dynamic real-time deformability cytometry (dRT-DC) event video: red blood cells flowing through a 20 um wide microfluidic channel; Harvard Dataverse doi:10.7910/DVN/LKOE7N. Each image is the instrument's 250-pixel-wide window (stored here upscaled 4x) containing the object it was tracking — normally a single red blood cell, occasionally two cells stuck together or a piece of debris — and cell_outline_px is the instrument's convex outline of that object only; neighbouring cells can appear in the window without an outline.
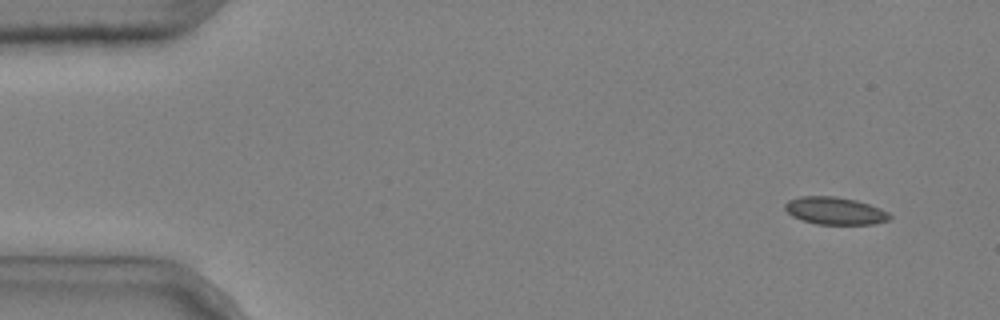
{"species": "common noctule bat (a hibernating species)", "species_latin": "Nyctalus noctula", "temperature_condition": "cold", "stored_images_in_passage": 7, "camera_frame_rate_fps": 3000, "um_per_image_px": 0.085, "animal": {"sex": "male", "body_mass_g": 20.4}, "frame": {"image": 1, "passage_image": 1, "time_ms": 0.0, "image_size_px": [1000, 320], "cell_outline_px": [[892, 216], [888, 220], [872, 224], [816, 224], [792, 216], [784, 208], [784, 204], [788, 200], [800, 196], [836, 196], [856, 200], [880, 208], [888, 212]], "centroid_in_image_um": [70.96, 17.91], "position_along_channel_um": 14.0, "area_um2": 16.7}}
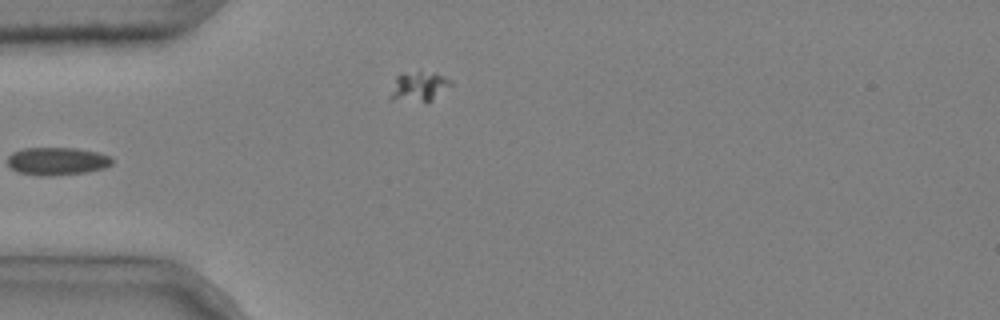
{"frame": {"image": 2, "passage_image": 4, "time_ms": 1.0, "image_size_px": [1000, 320], "cell_outline_px": [[452, 84], [432, 100], [388, 100], [388, 96], [396, 76], [404, 72], [432, 72], [444, 76], [452, 80]], "centroid_in_image_um": [35.56, 7.33], "position_along_channel_um": 49.4, "area_um2": 10.35}}